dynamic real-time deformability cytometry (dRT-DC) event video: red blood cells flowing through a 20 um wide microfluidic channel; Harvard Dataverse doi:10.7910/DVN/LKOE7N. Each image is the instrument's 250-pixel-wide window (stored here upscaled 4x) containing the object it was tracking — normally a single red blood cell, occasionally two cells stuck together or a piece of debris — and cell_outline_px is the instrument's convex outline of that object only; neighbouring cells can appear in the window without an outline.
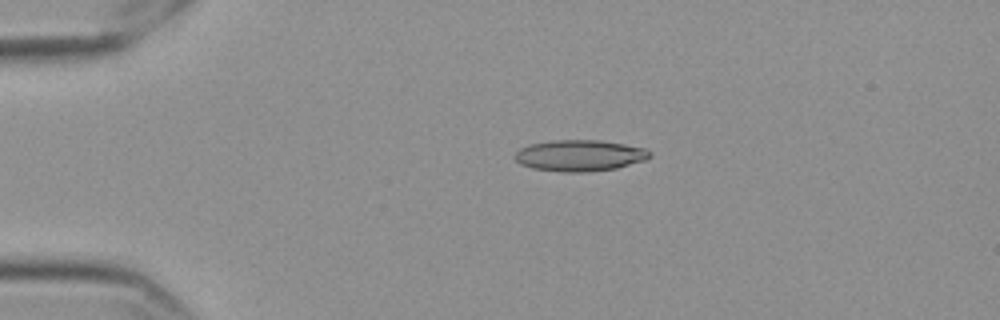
{"species": "Egyptian fruit bat (a non-hibernating species)", "species_latin": "Rousettus aegyptiacus", "temperature_condition": "cold", "stored_images_in_passage": 37, "camera_frame_rate_fps": 3000, "um_per_image_px": 0.085, "frame": {"image": 1, "passage_image": 1, "time_ms": 0.0, "image_size_px": [1000, 320], "cell_outline_px": [[652, 156], [644, 160], [616, 168], [588, 172], [564, 172], [532, 168], [520, 164], [512, 156], [520, 148], [528, 144], [552, 140], [600, 140], [624, 144], [644, 148], [652, 152]], "centroid_in_image_um": [49.25, 13.21], "position_along_channel_um": 35.8, "area_um2": 24.68}}
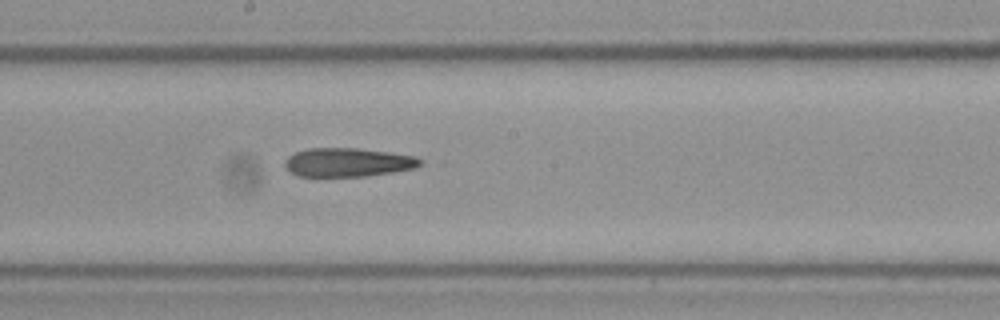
{"frame": {"image": 2, "passage_image": 20, "time_ms": 6.333, "image_size_px": [1000, 320], "cell_outline_px": [[420, 164], [416, 168], [392, 172], [364, 176], [300, 176], [292, 172], [284, 164], [284, 160], [288, 156], [296, 152], [308, 148], [356, 148], [388, 152], [416, 156], [420, 160]], "centroid_in_image_um": [29.56, 13.79], "position_along_channel_um": 218.6, "area_um2": 22.43}}
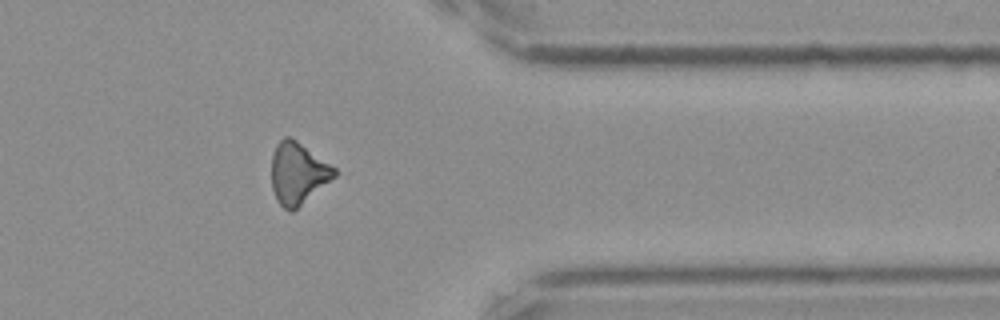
{"frame": {"image": 3, "passage_image": 35, "time_ms": 11.333, "image_size_px": [1000, 320], "cell_outline_px": [[336, 176], [292, 212], [288, 212], [276, 200], [272, 188], [272, 156], [276, 144], [284, 136], [292, 136], [336, 168]], "centroid_in_image_um": [25.31, 14.71], "position_along_channel_um": 386.1, "area_um2": 22.66}, "authors_computed_cell_mechanics": {"area_um2": 23.2934, "velocity_mm_per_s": 3.5809, "shape_relaxation_time_tau1_ms": 5.2964, "shape_relaxation_time_tau2_ms": 5.4732, "deformation_change_tau1": 0.156, "deformation_change_tau2": 0.1777}}